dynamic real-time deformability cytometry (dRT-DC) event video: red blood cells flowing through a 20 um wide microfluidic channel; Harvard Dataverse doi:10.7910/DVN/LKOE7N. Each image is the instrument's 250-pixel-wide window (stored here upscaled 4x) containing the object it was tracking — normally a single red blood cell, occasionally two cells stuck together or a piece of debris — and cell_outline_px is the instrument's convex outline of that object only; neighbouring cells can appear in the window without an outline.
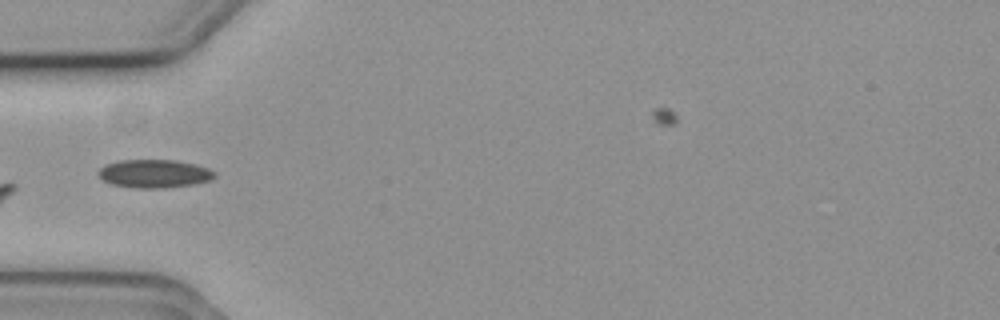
{"species": "common noctule bat (a hibernating species)", "species_latin": "Nyctalus noctula", "temperature_condition": "cold", "stored_images_in_passage": 7, "camera_frame_rate_fps": 3000, "um_per_image_px": 0.085, "animal": {"sex": "female", "body_mass_g": 19.3, "forearm_length_mm": 54.1}, "frame": {"image": 1, "passage_image": 1, "time_ms": 0.0, "image_size_px": [1000, 320], "cell_outline_px": [[216, 176], [212, 180], [192, 184], [156, 188], [136, 188], [112, 184], [104, 180], [100, 176], [100, 168], [104, 164], [120, 160], [176, 160], [196, 164], [208, 168], [216, 172]], "centroid_in_image_um": [13.15, 14.75], "position_along_channel_um": 71.8, "area_um2": 19.02}}